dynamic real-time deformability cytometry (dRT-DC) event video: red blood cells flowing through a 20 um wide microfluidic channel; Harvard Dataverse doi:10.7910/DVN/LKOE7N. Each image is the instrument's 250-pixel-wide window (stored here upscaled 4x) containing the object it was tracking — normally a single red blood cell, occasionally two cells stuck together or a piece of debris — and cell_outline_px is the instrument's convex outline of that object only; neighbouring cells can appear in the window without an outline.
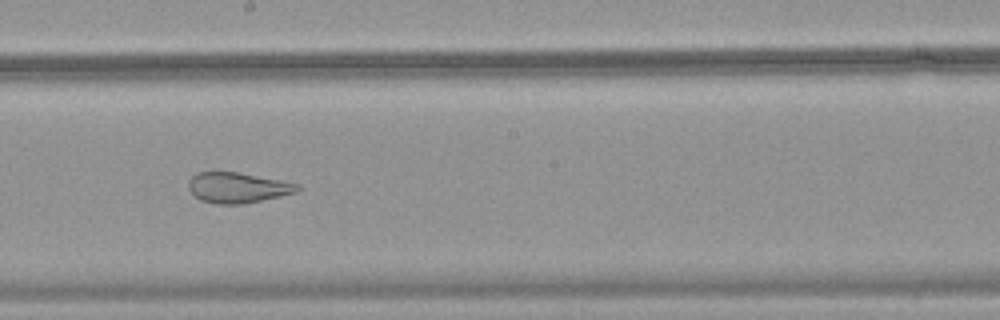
{"species": "common noctule bat (a hibernating species)", "species_latin": "Nyctalus noctula", "temperature_condition": "warm", "stored_images_in_passage": 49, "camera_frame_rate_fps": 3000, "um_per_image_px": 0.085, "animal": {"sex": "female", "body_mass_g": 18.4}, "frame": {"image": 1, "passage_image": 28, "time_ms": 9.0, "image_size_px": [1000, 320], "cell_outline_px": [[300, 188], [296, 192], [280, 196], [240, 204], [216, 204], [200, 200], [188, 188], [188, 180], [196, 172], [240, 172], [300, 184]], "centroid_in_image_um": [20.18, 15.94], "position_along_channel_um": 228.0, "area_um2": 19.25}}
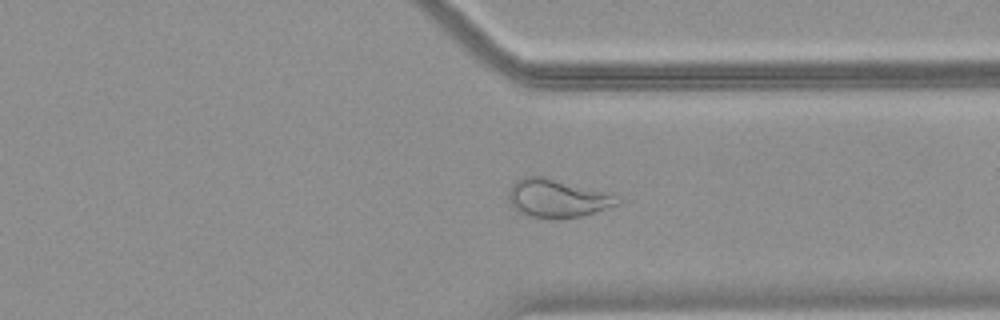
{"frame": {"image": 2, "passage_image": 38, "time_ms": 12.333, "image_size_px": [1000, 320], "cell_outline_px": [[620, 204], [580, 216], [532, 216], [516, 212], [508, 200], [508, 192], [512, 184], [516, 180], [524, 176], [544, 176], [616, 196], [620, 200]], "centroid_in_image_um": [47.28, 16.82], "position_along_channel_um": 364.1, "area_um2": 23.35}}
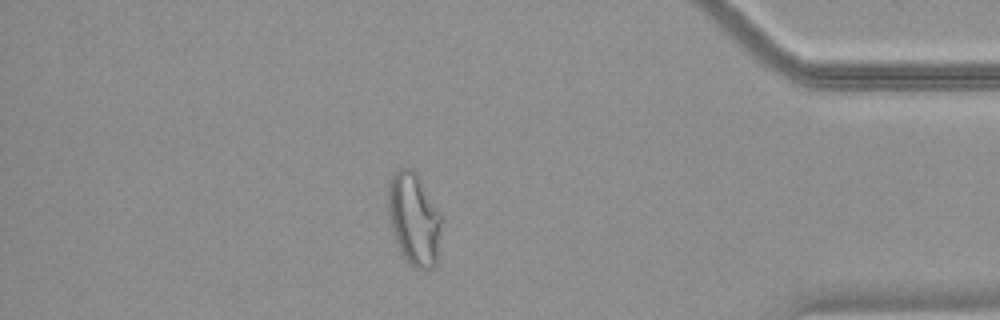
{"frame": {"image": 3, "passage_image": 43, "time_ms": 14.0, "image_size_px": [1000, 320], "cell_outline_px": [[444, 216], [436, 264], [432, 268], [424, 272], [416, 268], [404, 260], [400, 252], [392, 232], [388, 220], [388, 184], [392, 176], [400, 168], [412, 168]], "centroid_in_image_um": [35.21, 18.67], "position_along_channel_um": 400.0, "area_um2": 29.48}}